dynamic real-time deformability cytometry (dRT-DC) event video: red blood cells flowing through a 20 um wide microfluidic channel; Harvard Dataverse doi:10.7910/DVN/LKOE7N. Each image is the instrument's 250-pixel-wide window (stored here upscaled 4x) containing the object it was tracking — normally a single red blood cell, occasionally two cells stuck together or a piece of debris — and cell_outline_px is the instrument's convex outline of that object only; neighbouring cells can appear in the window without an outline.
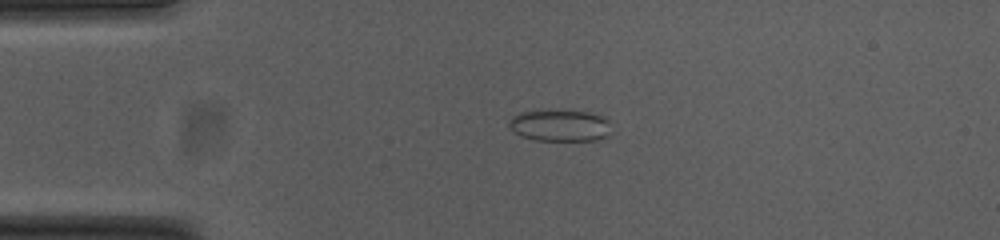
{"species": "common noctule bat (a hibernating species)", "species_latin": "Nyctalus noctula", "temperature_condition": "cold", "stored_images_in_passage": 49, "camera_frame_rate_fps": 3000, "um_per_image_px": 0.085, "animal": {"sex": "female", "body_mass_g": 23.0, "forearm_length_mm": 53.4}, "frame": {"image": 1, "passage_image": 7, "time_ms": 2.0, "image_size_px": [1000, 240], "cell_outline_px": [[608, 120], [604, 136], [596, 140], [532, 140], [520, 136], [508, 124], [508, 120], [512, 116], [520, 112], [588, 112], [608, 116]], "centroid_in_image_um": [47.54, 10.68], "position_along_channel_um": 37.5, "area_um2": 18.15}}
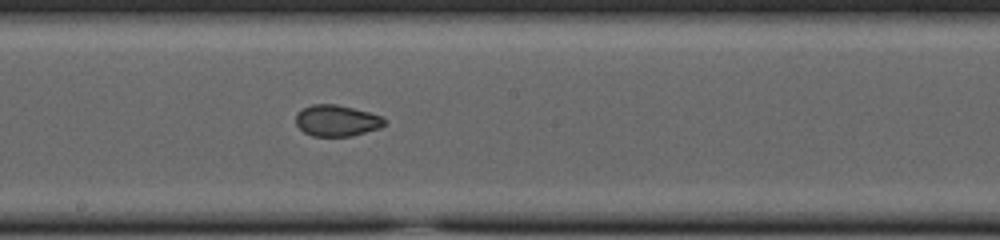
{"frame": {"image": 2, "passage_image": 24, "time_ms": 7.667, "image_size_px": [1000, 240], "cell_outline_px": [[388, 120], [380, 128], [352, 136], [312, 136], [304, 132], [296, 124], [296, 112], [312, 104], [336, 104], [384, 116]], "centroid_in_image_um": [28.64, 10.25], "position_along_channel_um": 219.6, "area_um2": 16.24}}
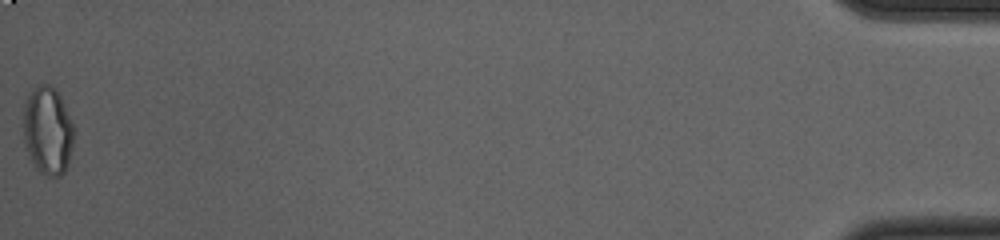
{"frame": {"image": 3, "passage_image": 49, "time_ms": 16.0, "image_size_px": [1000, 240], "cell_outline_px": [[72, 144], [68, 164], [64, 172], [60, 176], [48, 176], [40, 172], [32, 160], [24, 144], [24, 104], [28, 96], [40, 84], [48, 84], [60, 96], [64, 104], [72, 124]], "centroid_in_image_um": [4.04, 11.13], "position_along_channel_um": 431.2, "area_um2": 25.2}, "authors_computed_cell_mechanics": {"area_um2": 17.629, "velocity_mm_per_s": 3.7627, "shape_relaxation_time_tau1_ms": null, "shape_relaxation_time_tau2_ms": 1.6041, "deformation_change_tau1": null, "deformation_change_tau2": 0.0536}}